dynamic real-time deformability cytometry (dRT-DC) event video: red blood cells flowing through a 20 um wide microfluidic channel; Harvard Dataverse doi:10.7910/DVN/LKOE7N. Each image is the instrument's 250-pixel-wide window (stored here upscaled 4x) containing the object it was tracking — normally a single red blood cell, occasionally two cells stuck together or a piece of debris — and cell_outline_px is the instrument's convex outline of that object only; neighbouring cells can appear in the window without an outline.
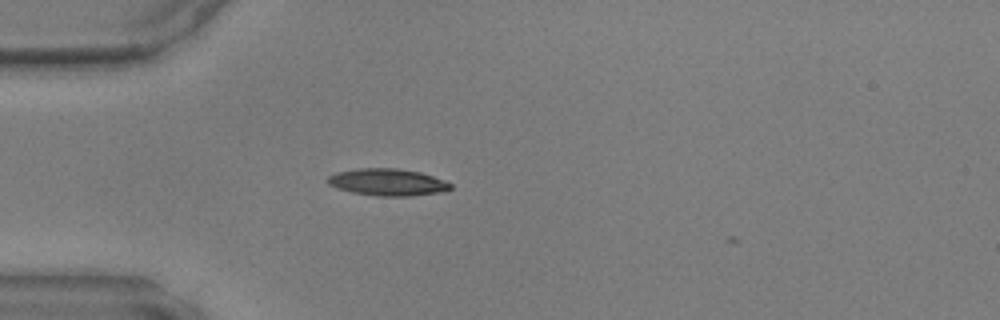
{"species": "common noctule bat (a hibernating species)", "species_latin": "Nyctalus noctula", "temperature_condition": "warm", "stored_images_in_passage": 33, "camera_frame_rate_fps": 3000, "um_per_image_px": 0.085, "animal": {"sex": "male", "body_mass_g": 17.9, "forearm_length_mm": 54.2}, "frame": {"image": 1, "passage_image": 3, "time_ms": 0.667, "image_size_px": [1000, 320], "cell_outline_px": [[452, 188], [444, 192], [408, 196], [380, 196], [352, 192], [336, 188], [328, 184], [324, 180], [328, 176], [336, 172], [356, 168], [396, 168], [420, 172], [444, 180], [452, 184]], "centroid_in_image_um": [32.92, 15.48], "position_along_channel_um": 52.1, "area_um2": 19.48}}
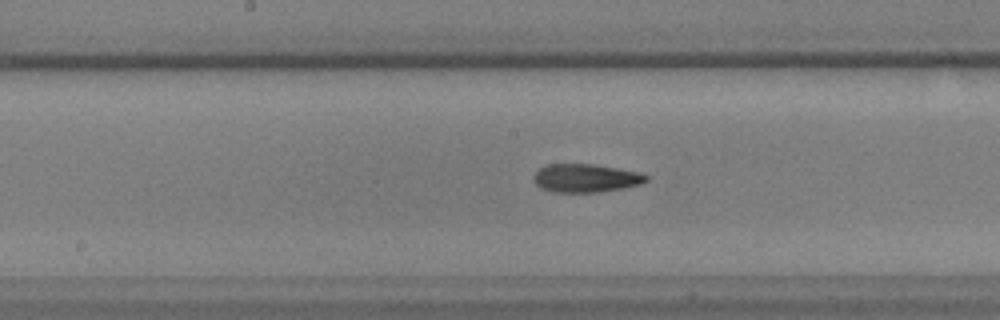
{"frame": {"image": 2, "passage_image": 14, "time_ms": 4.333, "image_size_px": [1000, 320], "cell_outline_px": [[648, 180], [640, 184], [624, 188], [600, 192], [552, 192], [536, 184], [532, 180], [532, 176], [540, 168], [548, 164], [592, 164], [640, 172], [648, 176]], "centroid_in_image_um": [49.79, 15.14], "position_along_channel_um": 198.4, "area_um2": 18.55}}
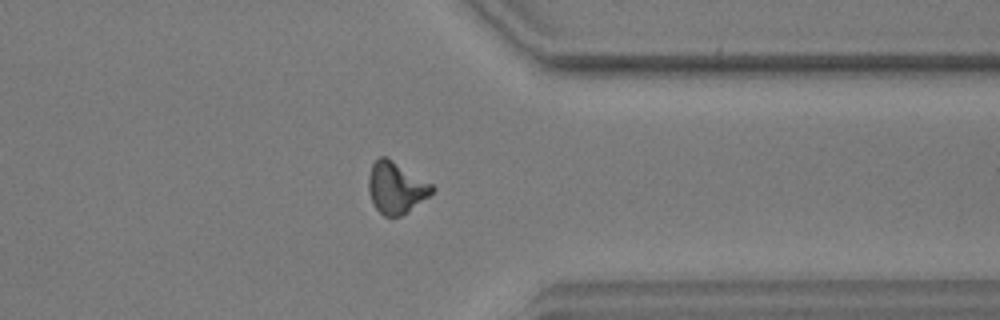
{"frame": {"image": 3, "passage_image": 27, "time_ms": 8.667, "image_size_px": [1000, 320], "cell_outline_px": [[436, 188], [428, 196], [408, 212], [400, 216], [384, 216], [372, 204], [368, 192], [368, 176], [372, 164], [380, 156], [384, 156], [392, 160], [432, 184]], "centroid_in_image_um": [33.63, 15.96], "position_along_channel_um": 377.8, "area_um2": 18.96}}